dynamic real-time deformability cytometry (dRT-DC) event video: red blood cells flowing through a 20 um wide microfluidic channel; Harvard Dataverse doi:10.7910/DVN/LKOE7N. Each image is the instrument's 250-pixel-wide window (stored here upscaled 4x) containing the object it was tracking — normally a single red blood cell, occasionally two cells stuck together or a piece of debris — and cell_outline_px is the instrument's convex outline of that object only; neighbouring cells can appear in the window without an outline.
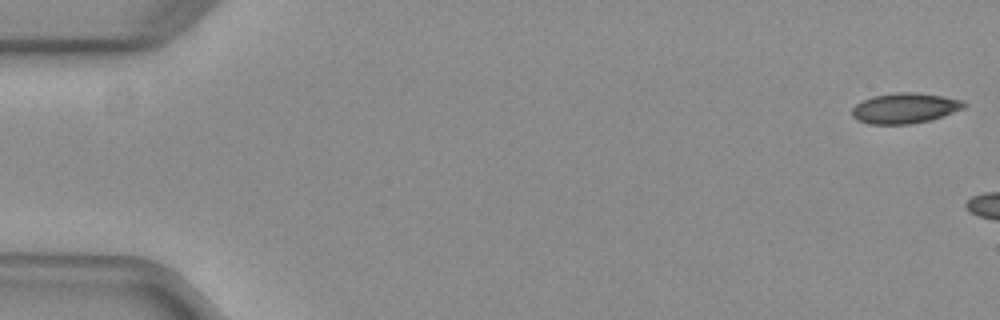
{"species": "common noctule bat (a hibernating species)", "species_latin": "Nyctalus noctula", "temperature_condition": "warm", "stored_images_in_passage": 5, "camera_frame_rate_fps": 3000, "um_per_image_px": 0.085, "animal": {"sex": "female", "body_mass_g": 29.2, "forearm_length_mm": 56.3}, "frame": {"image": 1, "passage_image": 1, "time_ms": 0.0, "image_size_px": [1000, 320], "cell_outline_px": [[968, 104], [964, 108], [932, 120], [912, 124], [868, 124], [856, 120], [852, 116], [852, 108], [860, 100], [872, 96], [896, 92], [916, 92], [944, 96], [964, 100]], "centroid_in_image_um": [76.91, 9.19], "position_along_channel_um": 8.1, "area_um2": 20.23}}